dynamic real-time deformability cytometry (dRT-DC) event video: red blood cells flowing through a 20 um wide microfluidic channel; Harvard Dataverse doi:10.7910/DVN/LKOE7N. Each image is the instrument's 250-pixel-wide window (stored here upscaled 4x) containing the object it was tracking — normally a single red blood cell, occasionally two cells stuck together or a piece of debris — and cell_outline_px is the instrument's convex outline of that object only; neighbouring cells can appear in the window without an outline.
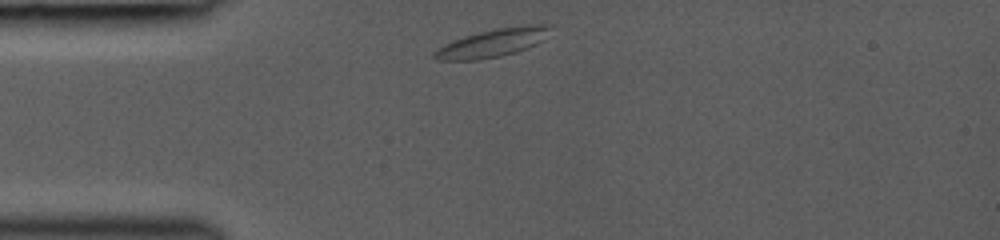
{"species": "common noctule bat (a hibernating species)", "species_latin": "Nyctalus noctula", "temperature_condition": "room temperature", "stored_images_in_passage": 13, "camera_frame_rate_fps": 3000, "um_per_image_px": 0.085, "animal": {"sex": "female", "body_mass_g": 19.0, "forearm_length_mm": 53.3}, "frame": {"image": 1, "passage_image": 1, "time_ms": 0.0, "image_size_px": [1000, 240], "cell_outline_px": [[552, 24], [544, 40], [528, 48], [516, 52], [500, 56], [480, 60], [436, 60], [432, 56], [432, 52], [436, 48], [444, 44], [464, 36], [496, 28], [528, 24]], "centroid_in_image_um": [41.87, 3.65], "position_along_channel_um": 43.1, "area_um2": 19.19}}
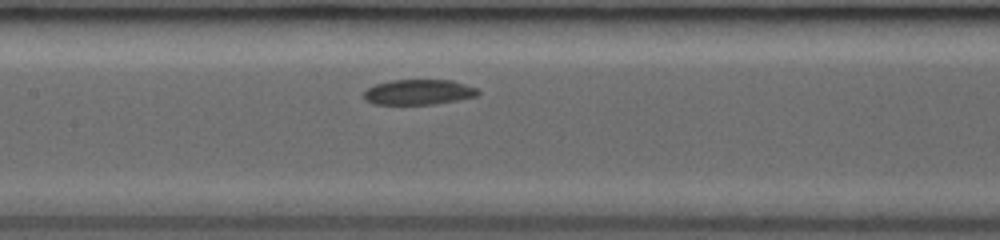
{"frame": {"image": 2, "passage_image": 7, "time_ms": 3.667, "image_size_px": [1000, 240], "cell_outline_px": [[480, 92], [476, 96], [456, 100], [432, 104], [372, 104], [364, 100], [364, 92], [368, 88], [376, 84], [392, 80], [452, 80], [476, 88]], "centroid_in_image_um": [35.55, 7.83], "position_along_channel_um": 171.9, "area_um2": 16.65}}
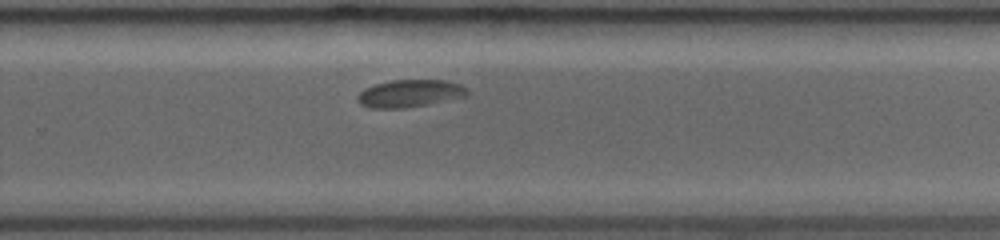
{"frame": {"image": 3, "passage_image": 13, "time_ms": 6.667, "image_size_px": [1000, 240], "cell_outline_px": [[468, 96], [428, 104], [404, 108], [368, 108], [360, 104], [356, 100], [356, 96], [364, 88], [376, 84], [392, 80], [448, 80], [460, 84], [468, 88]], "centroid_in_image_um": [34.83, 7.94], "position_along_channel_um": 295.0, "area_um2": 17.74}}